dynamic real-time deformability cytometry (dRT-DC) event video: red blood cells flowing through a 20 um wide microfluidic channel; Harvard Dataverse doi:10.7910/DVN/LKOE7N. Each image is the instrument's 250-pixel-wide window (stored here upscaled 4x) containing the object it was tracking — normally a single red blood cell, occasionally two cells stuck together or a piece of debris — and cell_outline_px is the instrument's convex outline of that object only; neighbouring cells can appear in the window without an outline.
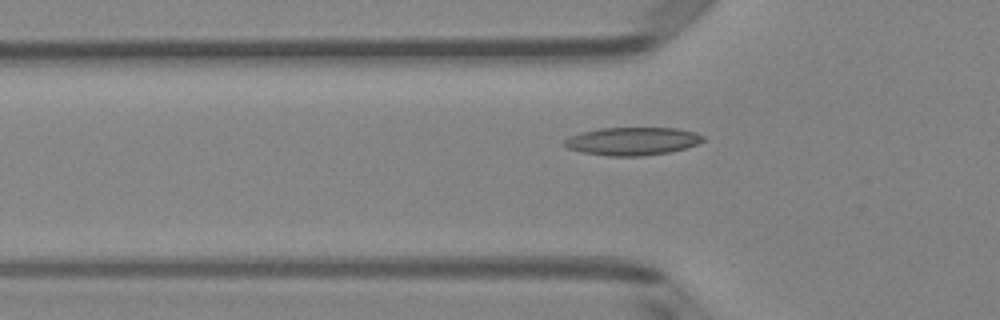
{"species": "Egyptian fruit bat (a non-hibernating species)", "species_latin": "Rousettus aegyptiacus", "temperature_condition": "room temperature", "stored_images_in_passage": 45, "camera_frame_rate_fps": 3000, "um_per_image_px": 0.085, "animal": {"sex": "female"}, "frame": {"image": 1, "passage_image": 17, "time_ms": 5.333, "image_size_px": [1000, 320], "cell_outline_px": [[704, 140], [696, 144], [684, 148], [668, 152], [644, 156], [608, 156], [580, 152], [568, 148], [564, 144], [564, 140], [568, 136], [580, 132], [600, 128], [676, 128], [696, 132], [704, 136]], "centroid_in_image_um": [53.72, 12.0], "position_along_channel_um": 72.1, "area_um2": 22.66}}
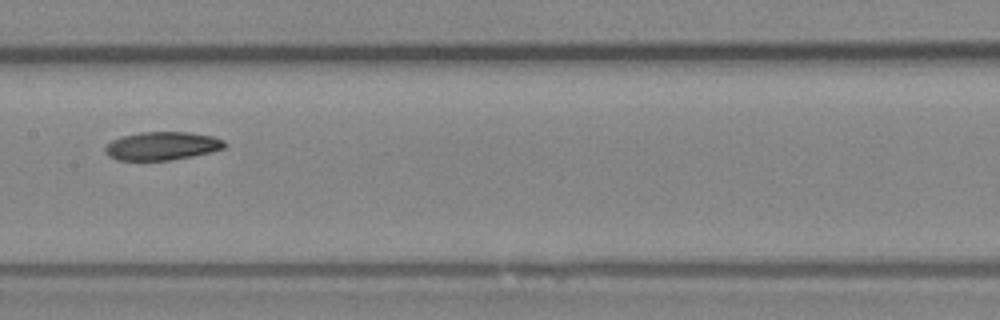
{"frame": {"image": 2, "passage_image": 26, "time_ms": 8.333, "image_size_px": [1000, 320], "cell_outline_px": [[228, 144], [224, 148], [212, 152], [172, 160], [116, 160], [108, 156], [104, 152], [104, 148], [112, 140], [120, 136], [140, 132], [188, 132], [212, 136], [224, 140]], "centroid_in_image_um": [13.77, 12.4], "position_along_channel_um": 193.6, "area_um2": 19.88}}
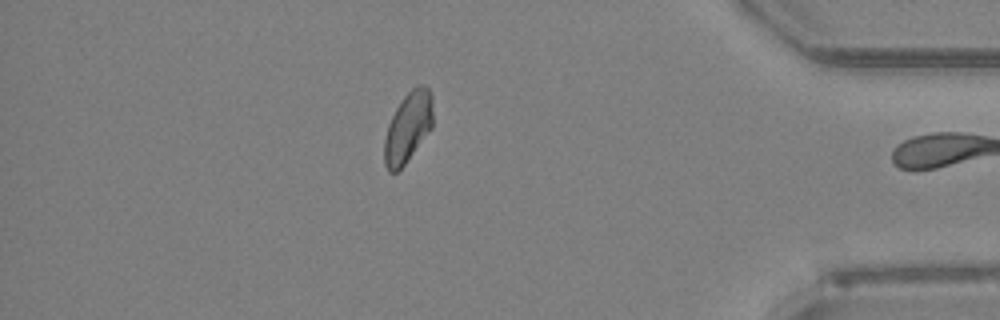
{"frame": {"image": 3, "passage_image": 44, "time_ms": 14.333, "image_size_px": [1000, 320], "cell_outline_px": [[432, 128], [404, 164], [396, 172], [388, 172], [384, 164], [384, 140], [388, 124], [396, 108], [404, 96], [416, 84], [424, 84], [428, 88], [432, 96]], "centroid_in_image_um": [34.67, 10.8], "position_along_channel_um": 400.5, "area_um2": 19.83}, "authors_computed_cell_mechanics": {"area_um2": 20.519, "velocity_mm_per_s": 4.0686, "shape_relaxation_time_tau1_ms": 9.9731, "shape_relaxation_time_tau2_ms": null, "deformation_change_tau1": 0.1656, "deformation_change_tau2": null}}